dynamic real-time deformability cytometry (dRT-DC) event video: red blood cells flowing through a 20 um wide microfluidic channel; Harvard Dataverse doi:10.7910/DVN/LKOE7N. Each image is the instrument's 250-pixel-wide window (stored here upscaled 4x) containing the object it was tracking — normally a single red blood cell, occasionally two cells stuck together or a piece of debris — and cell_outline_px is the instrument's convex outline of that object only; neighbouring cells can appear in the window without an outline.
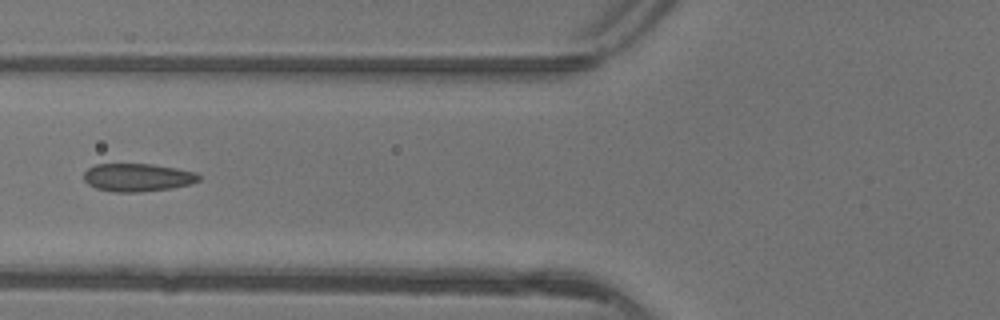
{"species": "common noctule bat (a hibernating species)", "species_latin": "Nyctalus noctula", "temperature_condition": "warm", "stored_images_in_passage": 6, "camera_frame_rate_fps": 3000, "um_per_image_px": 0.085, "animal": {"sex": "female"}, "frame": {"image": 1, "passage_image": 6, "time_ms": 1.667, "image_size_px": [1000, 320], "cell_outline_px": [[200, 180], [192, 184], [172, 188], [140, 192], [116, 192], [96, 188], [88, 184], [84, 180], [84, 172], [88, 168], [96, 164], [152, 164], [176, 168], [196, 172], [200, 176]], "centroid_in_image_um": [11.71, 15.08], "position_along_channel_um": 114.1, "area_um2": 18.84}}